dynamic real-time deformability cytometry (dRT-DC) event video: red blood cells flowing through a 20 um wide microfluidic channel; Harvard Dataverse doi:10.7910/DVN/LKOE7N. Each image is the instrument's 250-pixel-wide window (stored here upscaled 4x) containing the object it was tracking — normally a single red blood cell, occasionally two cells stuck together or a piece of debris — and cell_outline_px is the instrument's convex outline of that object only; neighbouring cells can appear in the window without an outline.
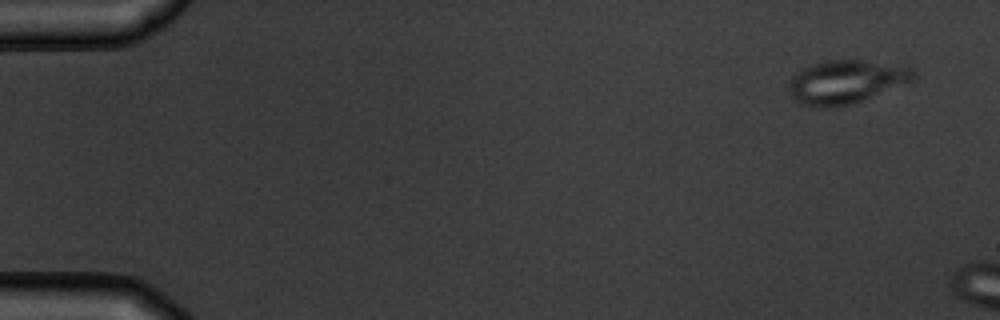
{"species": "common noctule bat (a hibernating species)", "species_latin": "Nyctalus noctula", "temperature_condition": "warm", "stored_images_in_passage": 3, "camera_frame_rate_fps": 3000, "um_per_image_px": 0.085, "animal": {"sex": "male", "body_mass_g": 19.5, "forearm_length_mm": 54.6}, "frame": {"image": 1, "passage_image": 1, "time_ms": 0.0, "image_size_px": [1000, 320], "cell_outline_px": [[916, 76], [912, 80], [852, 104], [836, 108], [816, 108], [800, 104], [792, 100], [788, 92], [788, 84], [792, 76], [796, 72], [808, 64], [828, 60], [864, 60], [908, 64], [916, 68]], "centroid_in_image_um": [71.89, 6.94], "position_along_channel_um": 13.1, "area_um2": 32.48}}